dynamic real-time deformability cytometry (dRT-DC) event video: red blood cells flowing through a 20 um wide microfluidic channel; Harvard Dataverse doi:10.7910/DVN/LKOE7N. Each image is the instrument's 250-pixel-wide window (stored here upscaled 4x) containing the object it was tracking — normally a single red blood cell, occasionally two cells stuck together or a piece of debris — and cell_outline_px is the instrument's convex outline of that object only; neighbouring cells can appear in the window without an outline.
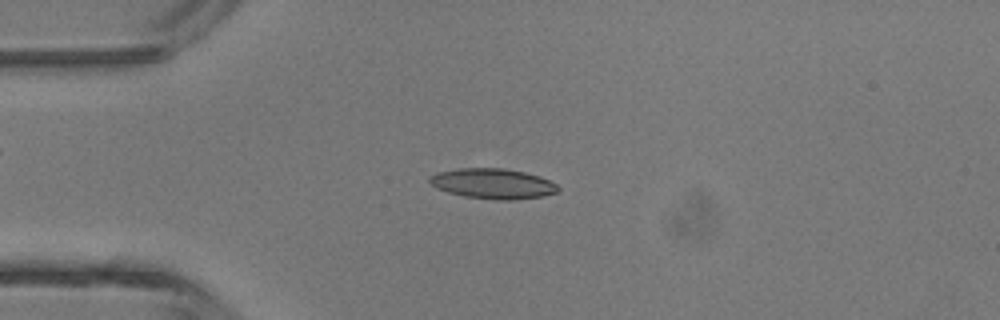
{"species": "common noctule bat (a hibernating species)", "species_latin": "Nyctalus noctula", "temperature_condition": "room temperature", "stored_images_in_passage": 4, "camera_frame_rate_fps": 3000, "um_per_image_px": 0.085, "animal": {"sex": "male", "body_mass_g": 13.3}, "frame": {"image": 1, "passage_image": 4, "time_ms": 1.0, "image_size_px": [1000, 320], "cell_outline_px": [[560, 188], [556, 192], [540, 196], [512, 200], [496, 200], [464, 196], [448, 192], [432, 184], [428, 180], [428, 176], [436, 172], [460, 168], [504, 168], [524, 172], [540, 176], [556, 184]], "centroid_in_image_um": [41.88, 15.6], "position_along_channel_um": 43.1, "area_um2": 22.48}}